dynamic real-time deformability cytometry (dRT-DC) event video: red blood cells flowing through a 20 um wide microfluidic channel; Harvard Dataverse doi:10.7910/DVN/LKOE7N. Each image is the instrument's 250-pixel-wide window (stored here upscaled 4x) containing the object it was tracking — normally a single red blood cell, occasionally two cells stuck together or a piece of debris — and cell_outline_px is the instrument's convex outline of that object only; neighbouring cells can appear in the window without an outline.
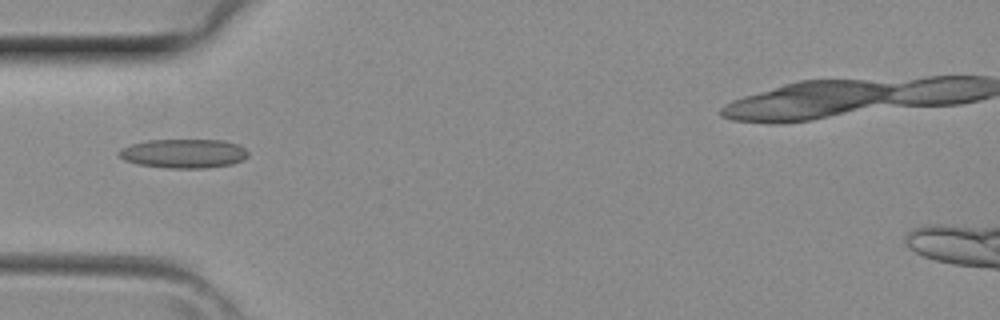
{"species": "common noctule bat (a hibernating species)", "species_latin": "Nyctalus noctula", "temperature_condition": "room temperature", "stored_images_in_passage": 3, "camera_frame_rate_fps": 3000, "um_per_image_px": 0.085, "animal": {"sex": "female", "body_mass_g": 29.2, "forearm_length_mm": 56.3}, "frame": {"image": 1, "passage_image": 3, "time_ms": 0.667, "image_size_px": [1000, 320], "cell_outline_px": [[248, 156], [244, 160], [232, 164], [208, 168], [168, 168], [136, 164], [124, 160], [120, 156], [120, 148], [132, 144], [148, 140], [224, 140], [236, 144], [244, 148], [248, 152]], "centroid_in_image_um": [15.64, 13.05], "position_along_channel_um": 69.4, "area_um2": 21.91}}